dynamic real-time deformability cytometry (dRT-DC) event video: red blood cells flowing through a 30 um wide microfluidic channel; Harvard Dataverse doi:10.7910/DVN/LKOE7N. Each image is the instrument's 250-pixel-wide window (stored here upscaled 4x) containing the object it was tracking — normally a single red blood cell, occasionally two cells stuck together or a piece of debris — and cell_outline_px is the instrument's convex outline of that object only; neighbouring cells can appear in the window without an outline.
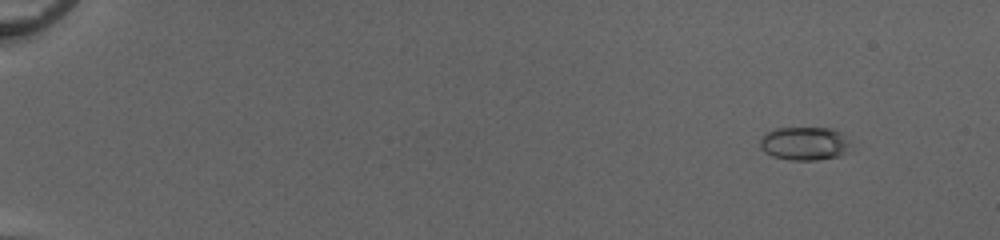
{"species": "common noctule bat (a hibernating species)", "species_latin": "Nyctalus noctula", "temperature_condition": "cold", "stored_images_in_passage": 54, "camera_frame_rate_fps": 3000, "um_per_image_px": 0.085, "animal": {"sex": "female", "body_mass_g": 20.0, "forearm_length_mm": 54.0}, "frame": {"image": 1, "passage_image": 7, "time_ms": 2.0, "image_size_px": [1000, 240], "cell_outline_px": [[848, 152], [840, 156], [816, 160], [792, 160], [772, 156], [764, 152], [760, 148], [760, 140], [764, 132], [776, 128], [832, 128], [840, 132], [848, 144]], "centroid_in_image_um": [68.33, 12.2], "position_along_channel_um": 16.7, "area_um2": 17.63}}
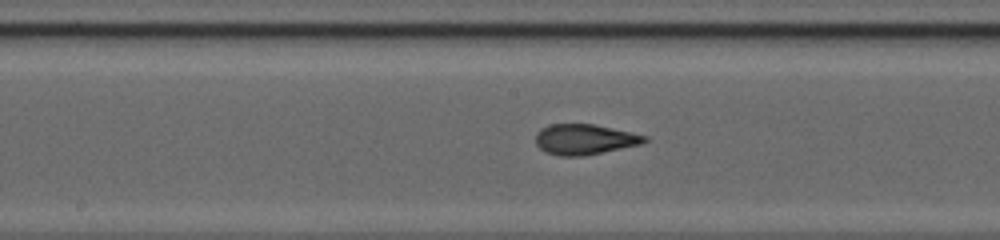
{"frame": {"image": 2, "passage_image": 32, "time_ms": 10.333, "image_size_px": [1000, 240], "cell_outline_px": [[648, 140], [640, 144], [584, 156], [560, 156], [544, 152], [536, 144], [536, 132], [540, 128], [548, 124], [592, 124], [632, 132], [648, 136]], "centroid_in_image_um": [49.66, 11.84], "position_along_channel_um": 198.5, "area_um2": 19.36}}
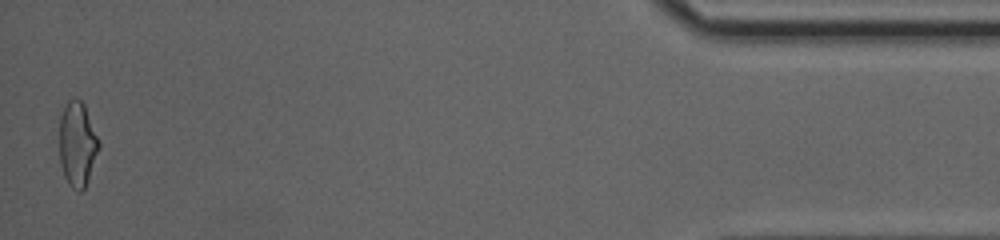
{"frame": {"image": 3, "passage_image": 54, "time_ms": 17.667, "image_size_px": [1000, 240], "cell_outline_px": [[100, 148], [88, 180], [84, 188], [80, 192], [76, 192], [68, 184], [64, 176], [60, 164], [60, 116], [68, 100], [72, 96], [76, 96], [84, 104], [100, 144]], "centroid_in_image_um": [6.57, 12.26], "position_along_channel_um": 428.6, "area_um2": 19.59}, "authors_computed_cell_mechanics": {"area_um2": 18.9006, "velocity_mm_per_s": 4.1411, "shape_relaxation_time_tau1_ms": 4.8245, "shape_relaxation_time_tau2_ms": 1.0209, "deformation_change_tau1": 0.2086, "deformation_change_tau2": 0.0881}}